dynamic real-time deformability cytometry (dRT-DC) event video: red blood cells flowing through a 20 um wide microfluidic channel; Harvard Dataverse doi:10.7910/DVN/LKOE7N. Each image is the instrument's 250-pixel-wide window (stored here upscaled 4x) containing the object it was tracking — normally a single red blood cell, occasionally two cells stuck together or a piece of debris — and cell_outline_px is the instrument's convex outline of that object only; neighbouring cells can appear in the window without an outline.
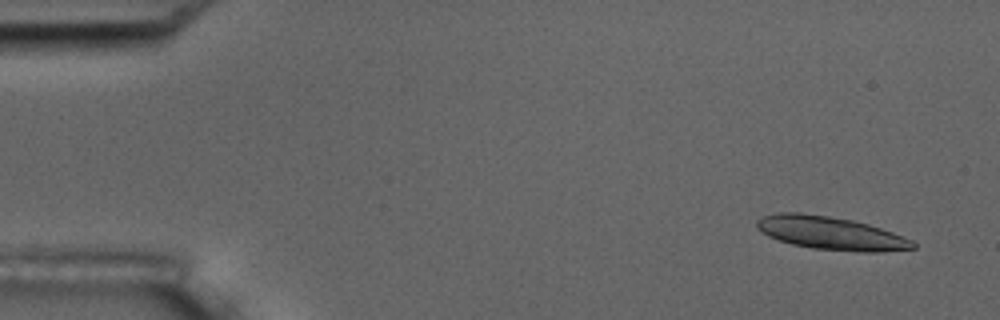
{"species": "common noctule bat (a hibernating species)", "species_latin": "Nyctalus noctula", "temperature_condition": "room temperature", "stored_images_in_passage": 5, "camera_frame_rate_fps": 3000, "um_per_image_px": 0.085, "animal": {"sex": "male", "body_mass_g": 17.5, "forearm_length_mm": 52.3}, "frame": {"image": 1, "passage_image": 1, "time_ms": 0.0, "image_size_px": [1000, 320], "cell_outline_px": [[916, 248], [880, 252], [856, 252], [812, 248], [792, 244], [768, 236], [760, 232], [756, 228], [756, 220], [760, 216], [776, 212], [800, 212], [828, 216], [852, 220], [868, 224], [892, 232], [912, 240], [916, 244]], "centroid_in_image_um": [70.57, 19.81], "position_along_channel_um": 14.4, "area_um2": 30.35}}